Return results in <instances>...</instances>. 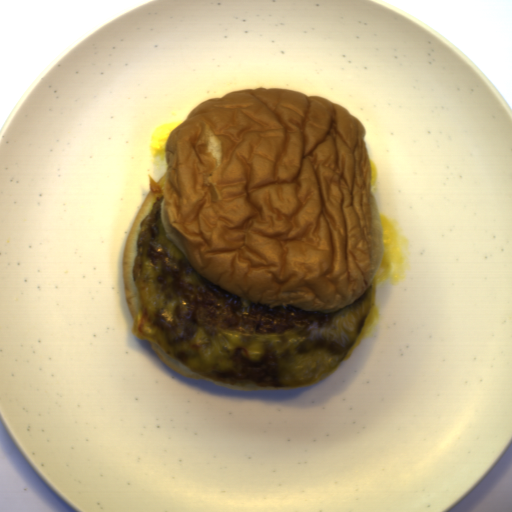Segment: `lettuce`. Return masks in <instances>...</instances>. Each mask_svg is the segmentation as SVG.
Masks as SVG:
<instances>
[{
  "label": "lettuce",
  "instance_id": "9fb2a089",
  "mask_svg": "<svg viewBox=\"0 0 512 512\" xmlns=\"http://www.w3.org/2000/svg\"><path fill=\"white\" fill-rule=\"evenodd\" d=\"M158 198L141 220L131 277L130 331L190 371L229 389L269 391L323 382L356 344L373 281L334 312L271 307L229 293L197 272L165 233Z\"/></svg>",
  "mask_w": 512,
  "mask_h": 512
}]
</instances>
